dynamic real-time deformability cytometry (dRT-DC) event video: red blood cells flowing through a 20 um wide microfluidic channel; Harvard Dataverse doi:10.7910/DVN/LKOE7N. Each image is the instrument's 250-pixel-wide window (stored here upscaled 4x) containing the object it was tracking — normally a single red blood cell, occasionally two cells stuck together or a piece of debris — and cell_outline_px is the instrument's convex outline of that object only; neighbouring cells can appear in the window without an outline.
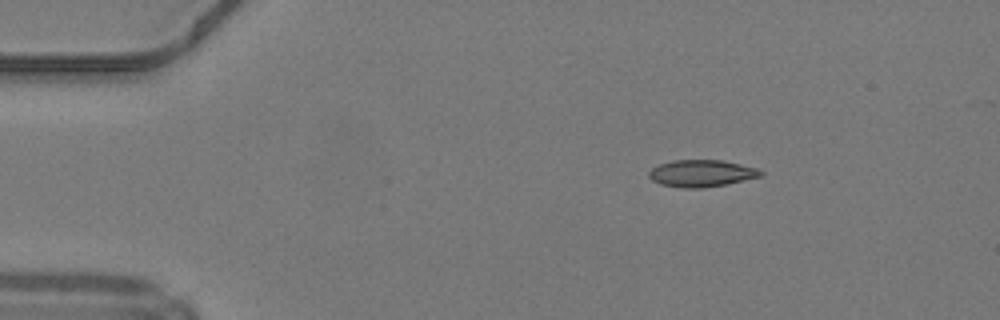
{"species": "common noctule bat (a hibernating species)", "species_latin": "Nyctalus noctula", "temperature_condition": "warm", "stored_images_in_passage": 42, "camera_frame_rate_fps": 3000, "um_per_image_px": 0.085, "animal": {"sex": "male", "body_mass_g": 19.2, "forearm_length_mm": 51.8}, "frame": {"image": 1, "passage_image": 1, "time_ms": 0.0, "image_size_px": [1000, 320], "cell_outline_px": [[764, 172], [760, 176], [724, 184], [704, 188], [684, 188], [660, 184], [652, 180], [648, 176], [648, 172], [652, 168], [660, 164], [672, 160], [720, 160], [740, 164], [756, 168]], "centroid_in_image_um": [59.58, 14.73], "position_along_channel_um": 25.4, "area_um2": 17.34}}
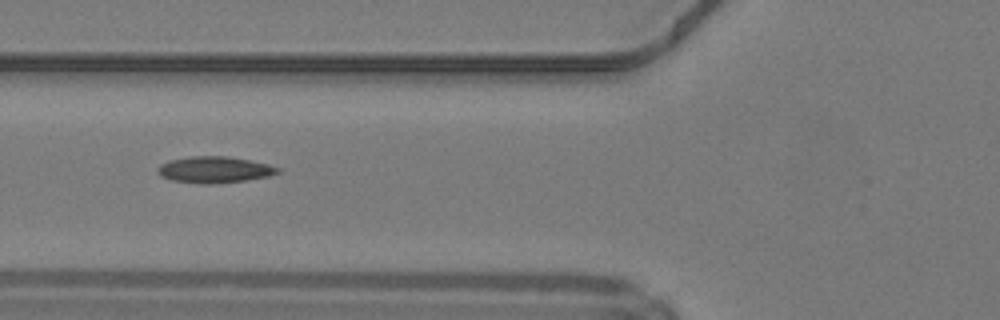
{"frame": {"image": 2, "passage_image": 12, "time_ms": 3.667, "image_size_px": [1000, 320], "cell_outline_px": [[280, 172], [268, 176], [244, 180], [208, 184], [204, 184], [172, 180], [160, 176], [156, 168], [160, 164], [168, 160], [192, 156], [228, 156], [268, 164], [280, 168]], "centroid_in_image_um": [18.19, 14.41], "position_along_channel_um": 107.6, "area_um2": 18.32}}
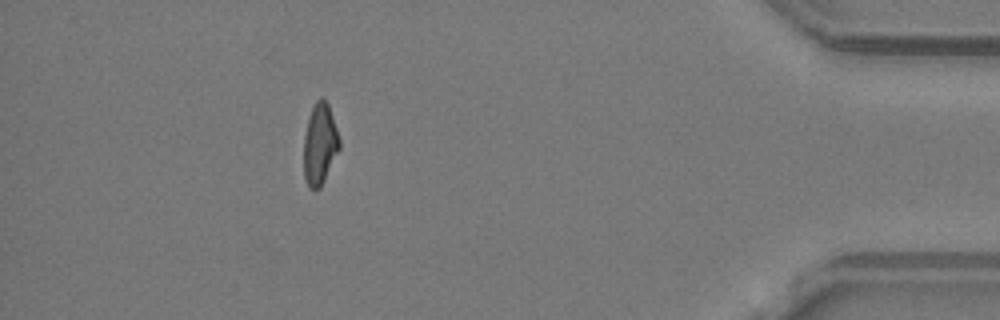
{"frame": {"image": 3, "passage_image": 37, "time_ms": 12.0, "image_size_px": [1000, 320], "cell_outline_px": [[340, 148], [320, 188], [308, 188], [304, 176], [304, 136], [312, 104], [320, 96], [324, 96], [328, 104], [340, 140]], "centroid_in_image_um": [27.18, 12.21], "position_along_channel_um": 408.0, "area_um2": 16.88}, "authors_computed_cell_mechanics": {"area_um2": 17.6579, "velocity_mm_per_s": 4.253, "shape_relaxation_time_tau1_ms": null, "shape_relaxation_time_tau2_ms": 7.2056, "deformation_change_tau1": null, "deformation_change_tau2": 0.1754}}